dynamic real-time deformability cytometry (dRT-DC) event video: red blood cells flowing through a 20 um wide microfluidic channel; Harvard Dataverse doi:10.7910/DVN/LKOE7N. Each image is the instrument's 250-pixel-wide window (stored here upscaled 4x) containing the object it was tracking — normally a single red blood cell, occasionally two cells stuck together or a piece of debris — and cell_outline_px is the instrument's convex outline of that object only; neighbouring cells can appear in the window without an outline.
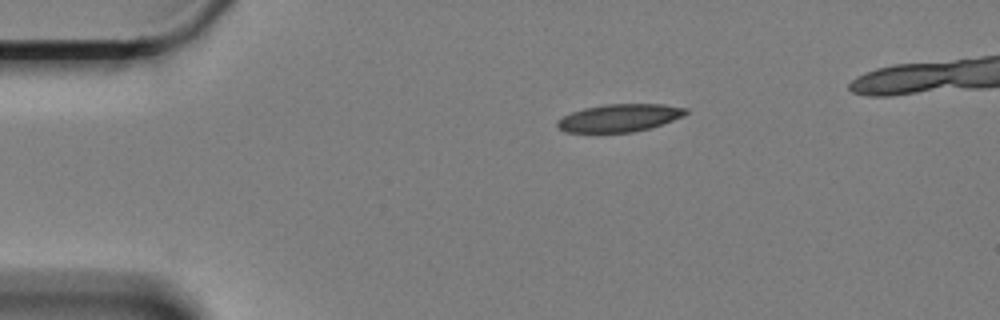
{"species": "Egyptian fruit bat (a non-hibernating species)", "species_latin": "Rousettus aegyptiacus", "temperature_condition": "cold", "stored_images_in_passage": 46, "camera_frame_rate_fps": 3000, "um_per_image_px": 0.085, "animal": {"sex": "female"}, "frame": {"image": 1, "passage_image": 1, "time_ms": 0.0, "image_size_px": [1000, 320], "cell_outline_px": [[688, 112], [684, 116], [648, 128], [632, 132], [564, 132], [556, 124], [556, 120], [572, 112], [584, 108], [604, 104], [664, 104], [688, 108]], "centroid_in_image_um": [52.65, 10.01], "position_along_channel_um": 32.4, "area_um2": 20.58}}
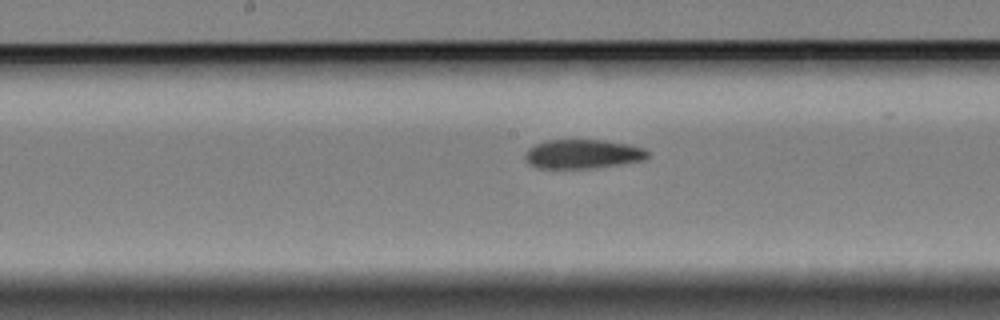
{"frame": {"image": 2, "passage_image": 20, "time_ms": 6.333, "image_size_px": [1000, 320], "cell_outline_px": [[648, 156], [644, 160], [596, 168], [536, 168], [528, 164], [524, 160], [524, 152], [528, 148], [536, 144], [548, 140], [604, 140], [628, 144], [644, 148], [648, 152]], "centroid_in_image_um": [49.49, 13.1], "position_along_channel_um": 198.7, "area_um2": 20.98}}
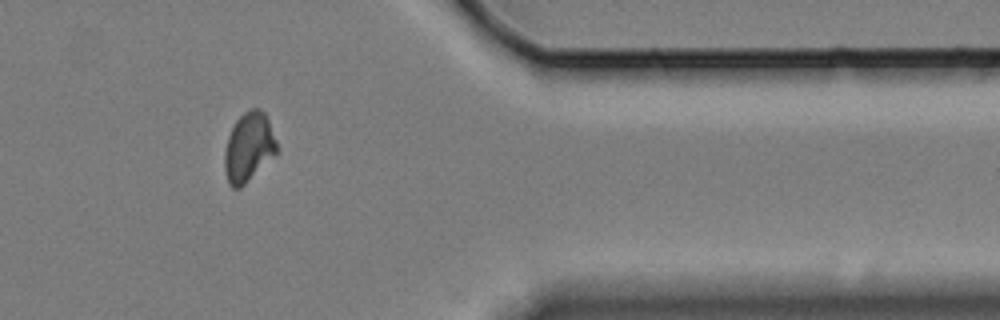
{"frame": {"image": 3, "passage_image": 39, "time_ms": 12.667, "image_size_px": [1000, 320], "cell_outline_px": [[276, 156], [240, 188], [232, 188], [228, 184], [224, 168], [224, 152], [228, 136], [236, 120], [244, 112], [252, 108], [260, 108], [264, 112], [268, 120], [276, 140]], "centroid_in_image_um": [21.13, 12.53], "position_along_channel_um": 390.3, "area_um2": 21.15}}